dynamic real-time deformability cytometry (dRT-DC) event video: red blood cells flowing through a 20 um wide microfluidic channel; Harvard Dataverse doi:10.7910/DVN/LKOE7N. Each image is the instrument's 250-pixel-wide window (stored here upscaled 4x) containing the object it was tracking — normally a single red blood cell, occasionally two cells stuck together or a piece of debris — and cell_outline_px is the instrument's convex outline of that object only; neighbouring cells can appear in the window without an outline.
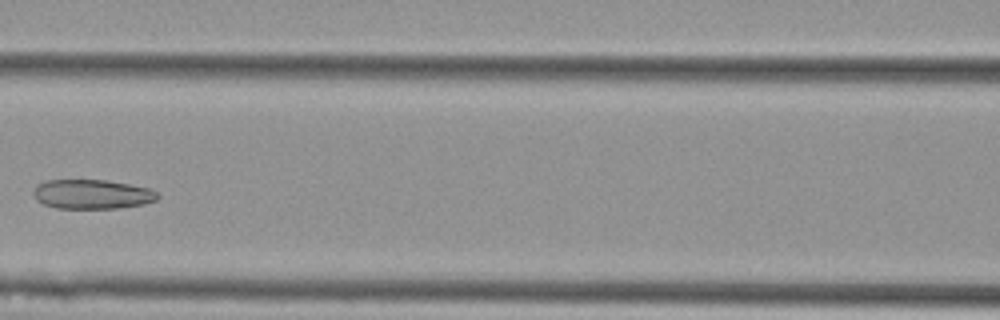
{"species": "Egyptian fruit bat (a non-hibernating species)", "species_latin": "Rousettus aegyptiacus", "temperature_condition": "cold", "stored_images_in_passage": 6, "camera_frame_rate_fps": 3000, "um_per_image_px": 0.085, "animal": {"sex": "female"}, "frame": {"image": 1, "passage_image": 6, "time_ms": 1.667, "image_size_px": [1000, 320], "cell_outline_px": [[160, 196], [156, 200], [144, 204], [116, 208], [56, 208], [44, 204], [36, 200], [32, 192], [36, 184], [48, 180], [108, 180], [148, 188], [156, 192]], "centroid_in_image_um": [7.8, 16.5], "position_along_channel_um": 158.8, "area_um2": 21.27}}